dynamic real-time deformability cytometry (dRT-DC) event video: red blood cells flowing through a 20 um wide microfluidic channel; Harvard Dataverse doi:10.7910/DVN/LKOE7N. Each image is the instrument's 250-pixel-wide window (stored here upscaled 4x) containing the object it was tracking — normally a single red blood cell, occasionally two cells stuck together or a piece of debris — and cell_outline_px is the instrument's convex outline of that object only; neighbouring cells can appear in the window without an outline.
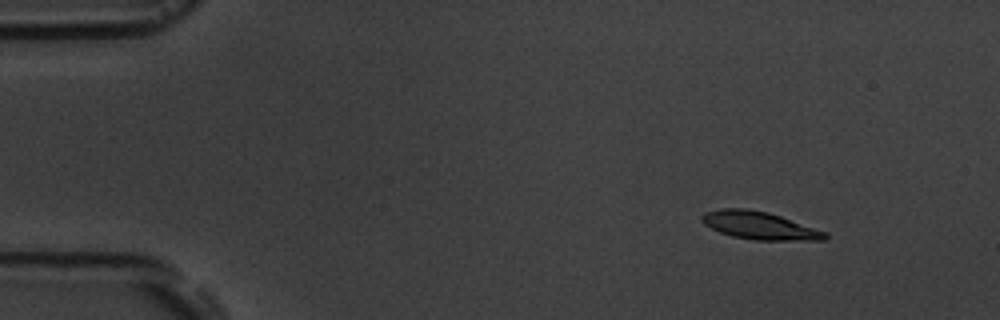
{"species": "common noctule bat (a hibernating species)", "species_latin": "Nyctalus noctula", "temperature_condition": "room temperature", "stored_images_in_passage": 5, "camera_frame_rate_fps": 3000, "um_per_image_px": 0.085, "animal": {"sex": "male", "body_mass_g": 19.5, "forearm_length_mm": 54.6}, "frame": {"image": 1, "passage_image": 1, "time_ms": 0.0, "image_size_px": [1000, 320], "cell_outline_px": [[828, 236], [824, 240], [752, 240], [732, 236], [720, 232], [704, 224], [700, 220], [700, 216], [704, 212], [720, 208], [748, 208], [768, 212], [780, 216], [824, 232]], "centroid_in_image_um": [64.47, 19.16], "position_along_channel_um": 20.5, "area_um2": 19.77}}
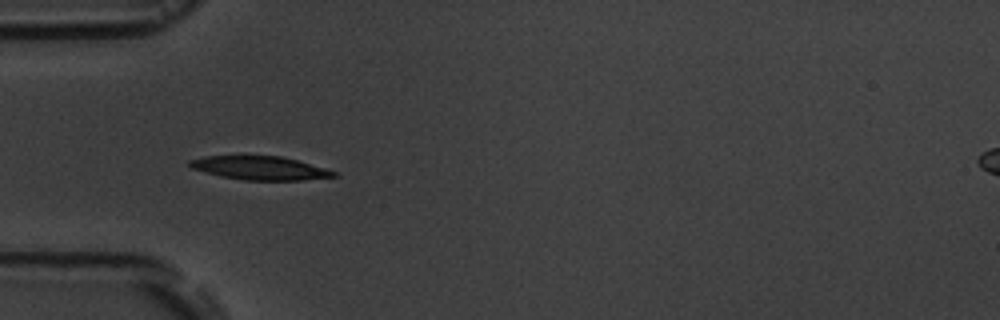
{"frame": {"image": 2, "passage_image": 4, "time_ms": 3.667, "image_size_px": [1000, 320], "cell_outline_px": [[336, 176], [300, 180], [244, 180], [220, 176], [192, 168], [188, 164], [188, 160], [204, 156], [280, 156], [296, 160], [324, 168], [336, 172]], "centroid_in_image_um": [22.04, 14.28], "position_along_channel_um": 63.0, "area_um2": 19.48}}
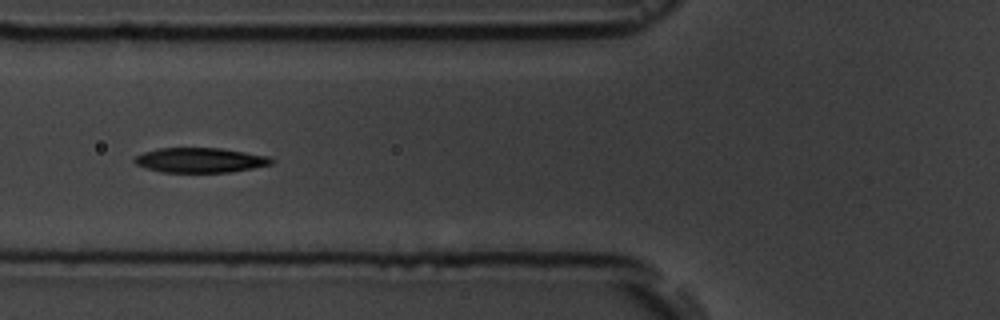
{"frame": {"image": 3, "passage_image": 5, "time_ms": 5.0, "image_size_px": [1000, 320], "cell_outline_px": [[276, 160], [272, 164], [232, 172], [160, 172], [136, 164], [132, 160], [136, 156], [144, 152], [160, 148], [220, 148], [268, 156]], "centroid_in_image_um": [17.03, 13.61], "position_along_channel_um": 108.8, "area_um2": 19.71}}